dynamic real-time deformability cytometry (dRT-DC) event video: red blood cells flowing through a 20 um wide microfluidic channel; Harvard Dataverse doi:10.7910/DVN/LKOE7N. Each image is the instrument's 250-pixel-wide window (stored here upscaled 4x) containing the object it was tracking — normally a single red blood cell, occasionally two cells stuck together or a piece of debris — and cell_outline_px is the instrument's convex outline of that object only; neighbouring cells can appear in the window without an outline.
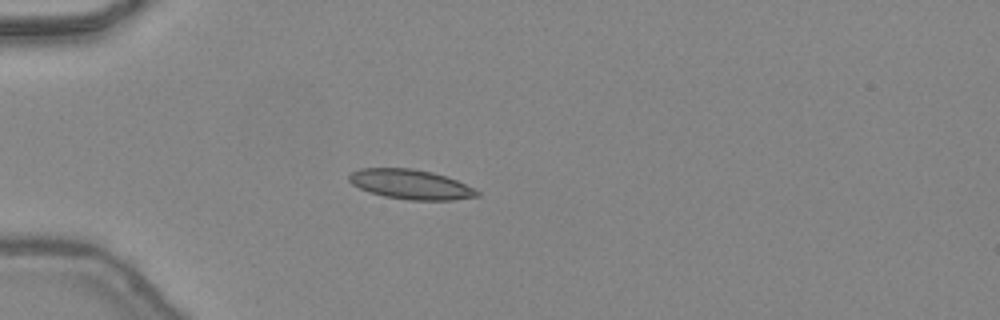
{"species": "common noctule bat (a hibernating species)", "species_latin": "Nyctalus noctula", "temperature_condition": "warm", "stored_images_in_passage": 34, "camera_frame_rate_fps": 3000, "um_per_image_px": 0.085, "animal": {"sex": "female", "body_mass_g": 24.6, "forearm_length_mm": 56.2}, "frame": {"image": 1, "passage_image": 1, "time_ms": 0.0, "image_size_px": [1000, 320], "cell_outline_px": [[480, 196], [452, 200], [408, 200], [384, 196], [368, 192], [352, 184], [348, 180], [348, 176], [352, 172], [360, 168], [412, 168], [432, 172], [456, 180], [480, 192]], "centroid_in_image_um": [34.88, 15.67], "position_along_channel_um": 50.1, "area_um2": 22.08}}
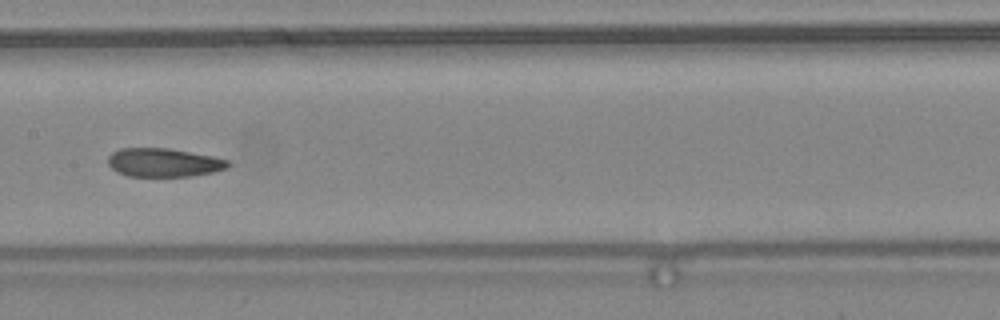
{"frame": {"image": 2, "passage_image": 12, "time_ms": 3.667, "image_size_px": [1000, 320], "cell_outline_px": [[232, 164], [228, 168], [212, 172], [192, 176], [128, 176], [116, 172], [108, 164], [108, 156], [112, 152], [120, 148], [168, 148], [212, 156], [228, 160]], "centroid_in_image_um": [13.91, 13.81], "position_along_channel_um": 193.5, "area_um2": 20.06}}
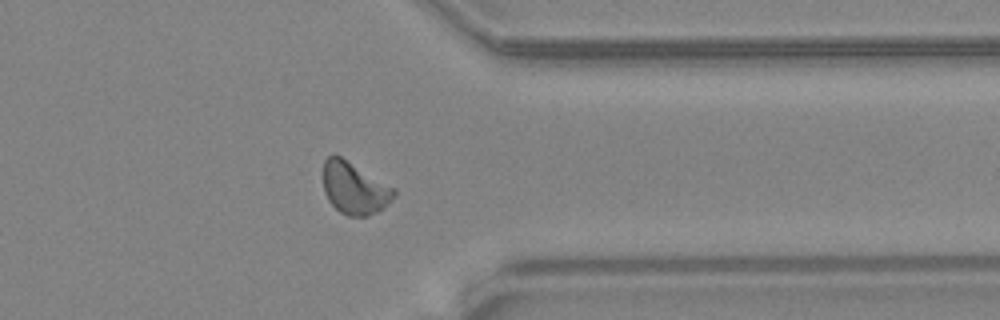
{"frame": {"image": 3, "passage_image": 25, "time_ms": 8.0, "image_size_px": [1000, 320], "cell_outline_px": [[396, 192], [388, 204], [376, 212], [368, 216], [348, 216], [340, 212], [328, 200], [324, 192], [324, 160], [332, 152], [340, 156], [396, 188]], "centroid_in_image_um": [30.12, 15.98], "position_along_channel_um": 381.3, "area_um2": 21.44}, "authors_computed_cell_mechanics": {"area_um2": 20.9236, "velocity_mm_per_s": 4.4481, "shape_relaxation_time_tau1_ms": 10.8048, "shape_relaxation_time_tau2_ms": 1.6529, "deformation_change_tau1": 0.2096, "deformation_change_tau2": 0.0683}}